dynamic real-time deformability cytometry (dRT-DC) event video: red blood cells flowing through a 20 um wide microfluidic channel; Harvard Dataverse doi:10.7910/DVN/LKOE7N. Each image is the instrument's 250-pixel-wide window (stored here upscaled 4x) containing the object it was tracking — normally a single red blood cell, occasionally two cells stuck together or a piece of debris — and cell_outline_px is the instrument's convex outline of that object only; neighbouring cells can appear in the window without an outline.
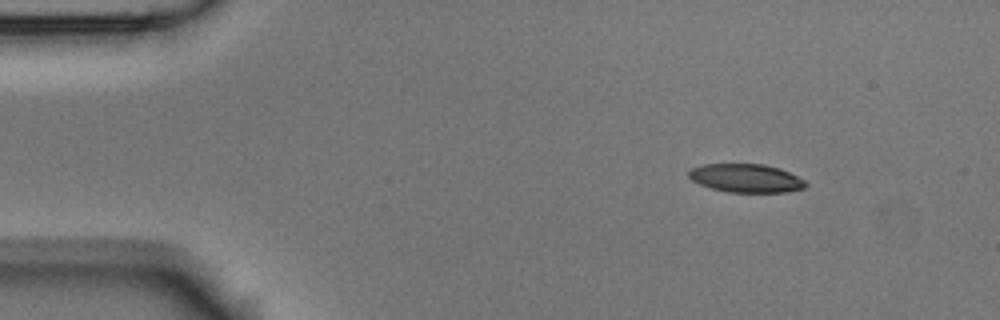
{"species": "Egyptian fruit bat (a non-hibernating species)", "species_latin": "Rousettus aegyptiacus", "temperature_condition": "room temperature", "stored_images_in_passage": 5, "camera_frame_rate_fps": 3000, "um_per_image_px": 0.085, "animal": {"sex": "male"}, "frame": {"image": 1, "passage_image": 1, "time_ms": 0.0, "image_size_px": [1000, 320], "cell_outline_px": [[808, 184], [804, 188], [788, 192], [728, 192], [712, 188], [700, 184], [692, 180], [688, 176], [688, 172], [692, 168], [700, 164], [764, 164], [780, 168], [804, 180]], "centroid_in_image_um": [63.41, 15.14], "position_along_channel_um": 21.6, "area_um2": 19.36}}
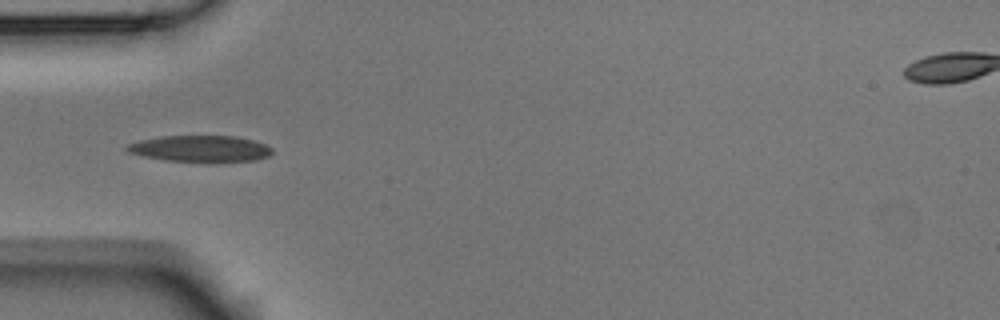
{"frame": {"image": 2, "passage_image": 4, "time_ms": 1.0, "image_size_px": [1000, 320], "cell_outline_px": [[272, 152], [268, 156], [256, 160], [212, 164], [208, 164], [164, 160], [144, 156], [128, 152], [124, 148], [128, 144], [140, 140], [164, 136], [236, 136], [268, 144], [272, 148]], "centroid_in_image_um": [17.08, 12.67], "position_along_channel_um": 67.9, "area_um2": 23.06}}
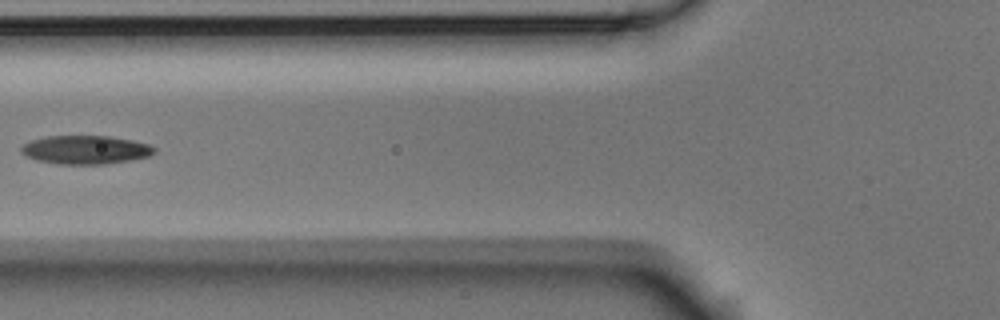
{"frame": {"image": 3, "passage_image": 5, "time_ms": 1.333, "image_size_px": [1000, 320], "cell_outline_px": [[156, 152], [148, 156], [128, 160], [104, 164], [60, 164], [36, 160], [20, 152], [20, 148], [24, 144], [32, 140], [48, 136], [108, 136], [132, 140], [148, 144], [156, 148]], "centroid_in_image_um": [7.27, 12.73], "position_along_channel_um": 118.5, "area_um2": 21.96}}